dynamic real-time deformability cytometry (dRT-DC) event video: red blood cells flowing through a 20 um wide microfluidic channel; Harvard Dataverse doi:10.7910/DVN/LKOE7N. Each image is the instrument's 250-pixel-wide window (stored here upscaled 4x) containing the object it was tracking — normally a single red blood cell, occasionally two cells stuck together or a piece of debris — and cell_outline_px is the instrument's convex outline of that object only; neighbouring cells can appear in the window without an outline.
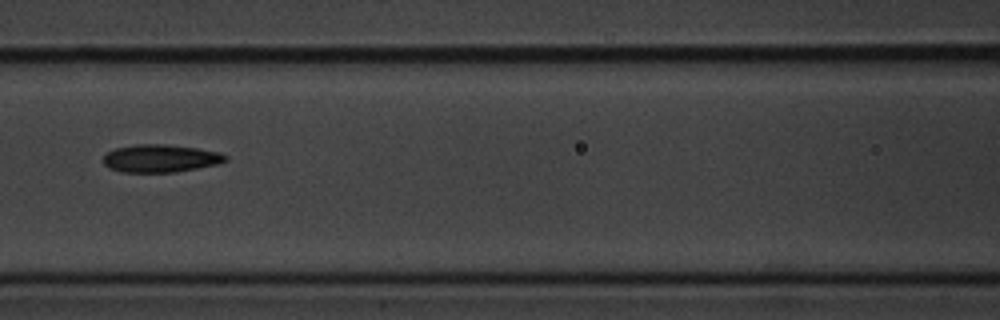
{"species": "common noctule bat (a hibernating species)", "species_latin": "Nyctalus noctula", "temperature_condition": "cold", "stored_images_in_passage": 3, "camera_frame_rate_fps": 3000, "um_per_image_px": 0.085, "animal": {"sex": "male", "body_mass_g": 20.1, "forearm_length_mm": 53.5}, "frame": {"image": 1, "passage_image": 3, "time_ms": 0.667, "image_size_px": [1000, 320], "cell_outline_px": [[228, 160], [220, 164], [176, 172], [124, 172], [108, 168], [104, 164], [104, 156], [108, 152], [116, 148], [136, 144], [168, 144], [196, 148], [220, 152], [228, 156]], "centroid_in_image_um": [13.69, 13.46], "position_along_channel_um": 152.9, "area_um2": 19.88}}